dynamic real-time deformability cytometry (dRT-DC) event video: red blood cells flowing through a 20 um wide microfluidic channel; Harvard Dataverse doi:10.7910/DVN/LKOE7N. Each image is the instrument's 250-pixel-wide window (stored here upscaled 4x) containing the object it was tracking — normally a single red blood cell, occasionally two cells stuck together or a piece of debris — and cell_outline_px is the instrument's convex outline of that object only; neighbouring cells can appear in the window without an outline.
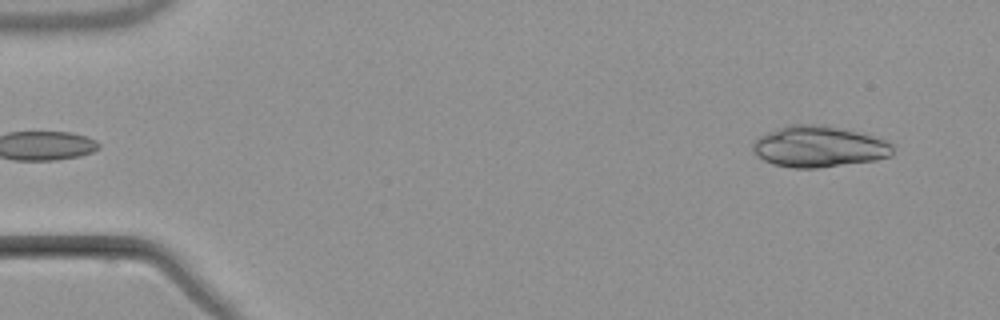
{"species": "common noctule bat (a hibernating species)", "species_latin": "Nyctalus noctula", "temperature_condition": "warm", "stored_images_in_passage": 6, "camera_frame_rate_fps": 3000, "um_per_image_px": 0.085, "animal": {"sex": "male", "body_mass_g": 21.5, "forearm_length_mm": 52.0}, "frame": {"image": 1, "passage_image": 6, "time_ms": 6.0, "image_size_px": [1000, 320], "cell_outline_px": [[892, 156], [876, 160], [816, 168], [792, 168], [772, 164], [756, 156], [752, 148], [752, 144], [760, 136], [768, 132], [788, 124], [812, 124], [836, 128], [856, 132], [872, 136], [884, 140], [892, 144]], "centroid_in_image_um": [69.56, 12.48], "position_along_channel_um": 15.4, "area_um2": 33.23}}